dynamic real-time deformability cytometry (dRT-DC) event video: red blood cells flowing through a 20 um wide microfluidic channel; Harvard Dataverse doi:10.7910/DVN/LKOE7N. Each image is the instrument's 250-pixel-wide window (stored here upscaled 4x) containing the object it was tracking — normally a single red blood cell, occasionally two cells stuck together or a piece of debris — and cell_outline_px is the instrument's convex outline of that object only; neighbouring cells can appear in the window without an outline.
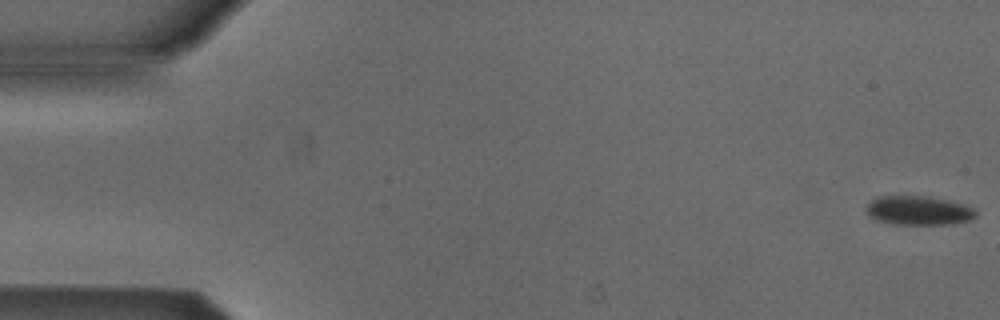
{"species": "Egyptian fruit bat (a non-hibernating species)", "species_latin": "Rousettus aegyptiacus", "temperature_condition": "cold", "stored_images_in_passage": 6, "camera_frame_rate_fps": 3000, "um_per_image_px": 0.085, "animal": {"sex": "male"}, "frame": {"image": 1, "passage_image": 1, "time_ms": 0.0, "image_size_px": [1000, 320], "cell_outline_px": [[976, 216], [968, 220], [948, 224], [892, 224], [876, 220], [868, 216], [864, 208], [872, 200], [880, 196], [928, 196], [964, 204], [972, 208], [976, 212]], "centroid_in_image_um": [78.02, 17.89], "position_along_channel_um": 7.0, "area_um2": 18.5}}